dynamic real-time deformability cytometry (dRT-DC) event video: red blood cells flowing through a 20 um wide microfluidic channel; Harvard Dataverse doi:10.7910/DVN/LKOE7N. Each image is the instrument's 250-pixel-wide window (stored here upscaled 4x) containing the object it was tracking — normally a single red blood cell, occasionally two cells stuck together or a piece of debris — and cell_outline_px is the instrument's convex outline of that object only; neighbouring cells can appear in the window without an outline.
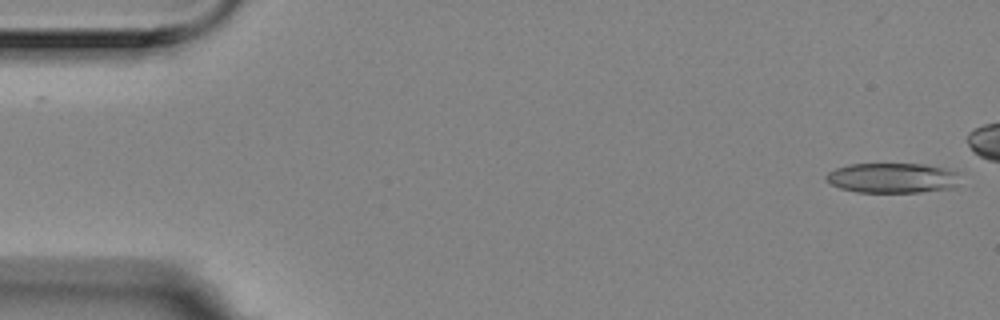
{"species": "Egyptian fruit bat (a non-hibernating species)", "species_latin": "Rousettus aegyptiacus", "temperature_condition": "room temperature", "stored_images_in_passage": 49, "camera_frame_rate_fps": 3000, "um_per_image_px": 0.085, "animal": {"sex": "female"}, "frame": {"image": 1, "passage_image": 2, "time_ms": 0.333, "image_size_px": [1000, 320], "cell_outline_px": [[956, 188], [920, 192], [856, 192], [840, 188], [832, 184], [824, 176], [828, 172], [836, 168], [848, 164], [924, 164], [944, 168], [956, 172]], "centroid_in_image_um": [75.82, 15.13], "position_along_channel_um": 9.2, "area_um2": 23.29}}
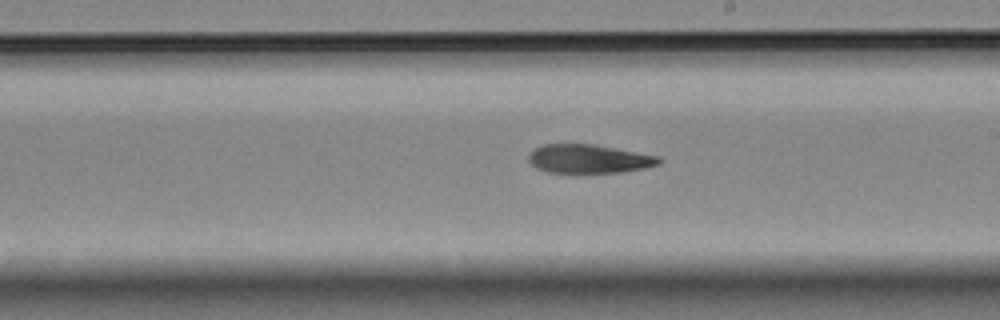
{"frame": {"image": 2, "passage_image": 32, "time_ms": 10.333, "image_size_px": [1000, 320], "cell_outline_px": [[664, 160], [660, 164], [644, 168], [624, 172], [548, 172], [536, 168], [528, 160], [528, 156], [536, 148], [544, 144], [592, 144], [660, 156]], "centroid_in_image_um": [50.1, 13.5], "position_along_channel_um": 238.9, "area_um2": 21.68}}
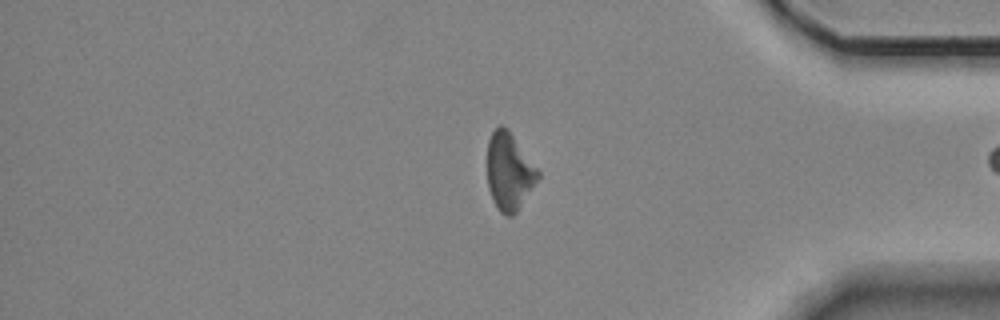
{"frame": {"image": 3, "passage_image": 47, "time_ms": 15.333, "image_size_px": [1000, 320], "cell_outline_px": [[540, 176], [516, 212], [512, 216], [508, 216], [500, 212], [492, 200], [488, 188], [488, 140], [492, 132], [500, 124], [508, 128], [540, 172]], "centroid_in_image_um": [43.27, 14.57], "position_along_channel_um": 391.9, "area_um2": 22.66}}